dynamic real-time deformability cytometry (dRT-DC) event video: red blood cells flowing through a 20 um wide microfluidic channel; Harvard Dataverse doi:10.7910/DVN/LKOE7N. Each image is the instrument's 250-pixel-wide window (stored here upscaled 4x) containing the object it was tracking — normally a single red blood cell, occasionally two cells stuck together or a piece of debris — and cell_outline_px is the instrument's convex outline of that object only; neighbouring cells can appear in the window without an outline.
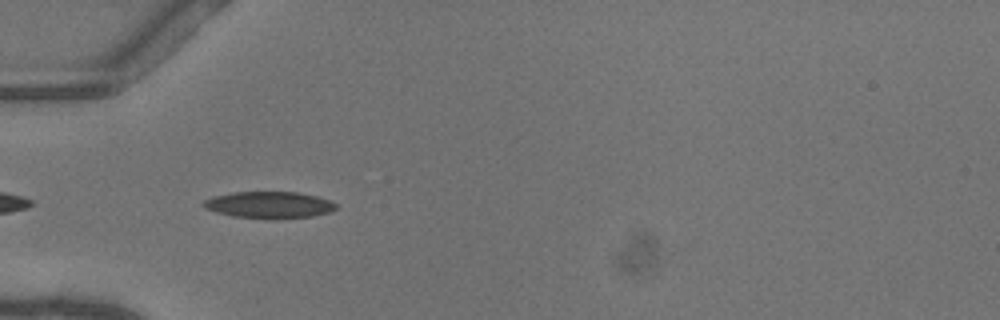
{"species": "common noctule bat (a hibernating species)", "species_latin": "Nyctalus noctula", "temperature_condition": "warm", "stored_images_in_passage": 10, "segment_of_instrument_passage": [1, 2], "camera_frame_rate_fps": 3000, "um_per_image_px": 0.085, "animal": {"sex": "female"}, "frame": {"image": 1, "passage_image": 2, "time_ms": 0.333, "image_size_px": [1000, 320], "cell_outline_px": [[336, 208], [328, 212], [312, 216], [232, 216], [216, 212], [204, 208], [200, 204], [204, 200], [212, 196], [236, 192], [296, 192], [316, 196], [328, 200], [336, 204]], "centroid_in_image_um": [22.8, 17.37], "position_along_channel_um": 62.2, "area_um2": 19.59}}
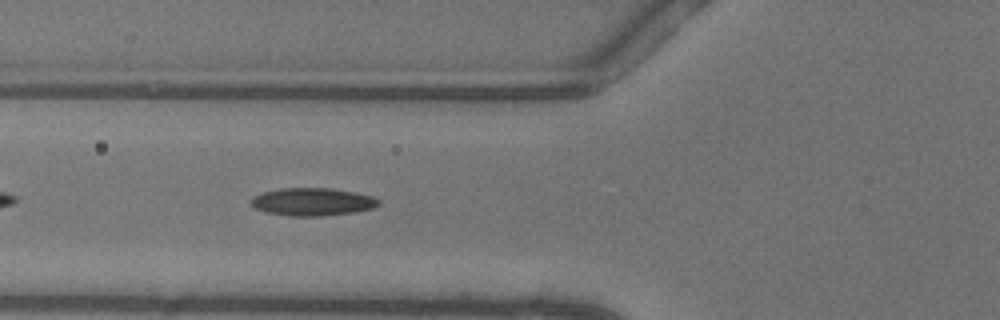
{"frame": {"image": 2, "passage_image": 5, "time_ms": 1.333, "image_size_px": [1000, 320], "cell_outline_px": [[380, 204], [372, 208], [352, 212], [320, 216], [292, 216], [268, 212], [256, 208], [252, 204], [252, 196], [264, 192], [280, 188], [328, 188], [352, 192], [372, 196], [380, 200]], "centroid_in_image_um": [26.56, 17.15], "position_along_channel_um": 99.2, "area_um2": 20.29}}
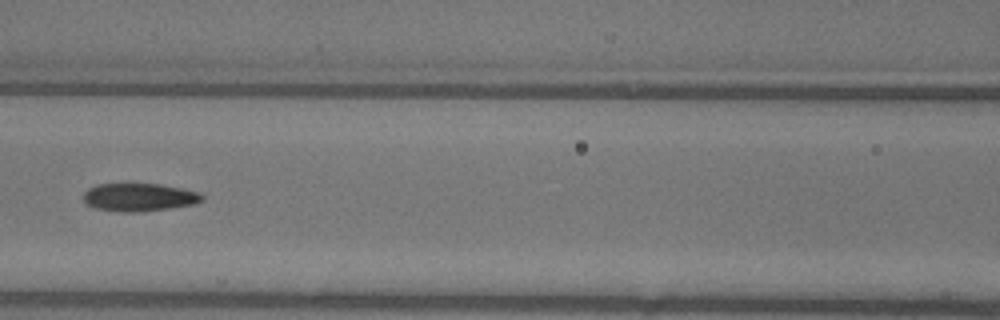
{"frame": {"image": 3, "passage_image": 9, "time_ms": 2.667, "image_size_px": [1000, 320], "cell_outline_px": [[204, 200], [196, 204], [140, 212], [124, 212], [96, 208], [88, 204], [84, 200], [84, 192], [88, 188], [96, 184], [160, 184], [200, 192], [204, 196]], "centroid_in_image_um": [11.86, 16.76], "position_along_channel_um": 154.7, "area_um2": 19.31}}